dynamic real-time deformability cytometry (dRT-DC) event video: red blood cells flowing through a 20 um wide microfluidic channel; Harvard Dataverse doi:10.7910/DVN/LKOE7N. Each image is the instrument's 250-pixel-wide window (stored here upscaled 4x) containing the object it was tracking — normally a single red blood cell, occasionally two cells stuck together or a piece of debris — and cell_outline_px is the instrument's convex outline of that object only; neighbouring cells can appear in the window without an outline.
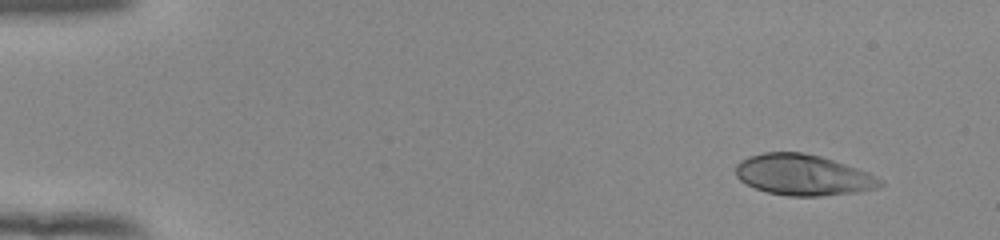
{"species": "human", "species_latin": "Homo sapiens", "temperature_condition": "room temperature", "stored_images_in_passage": 50, "camera_frame_rate_fps": 3000, "um_per_image_px": 0.085, "donor": {"sex": "female"}, "frame": {"image": 1, "passage_image": 1, "time_ms": 0.0, "image_size_px": [1000, 240], "cell_outline_px": [[884, 184], [876, 188], [856, 192], [820, 196], [788, 196], [768, 192], [756, 188], [740, 180], [736, 176], [736, 164], [740, 160], [748, 156], [764, 152], [800, 152], [820, 156], [868, 172], [884, 180]], "centroid_in_image_um": [68.26, 14.87], "position_along_channel_um": 16.7, "area_um2": 34.28}}
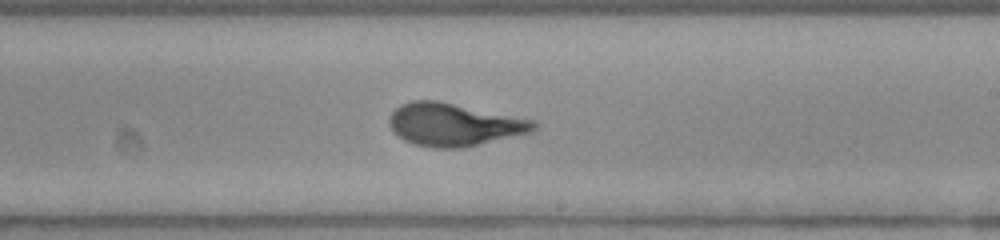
{"frame": {"image": 2, "passage_image": 29, "time_ms": 9.333, "image_size_px": [1000, 240], "cell_outline_px": [[540, 124], [532, 132], [460, 148], [432, 148], [412, 144], [404, 140], [392, 132], [388, 124], [388, 120], [392, 112], [400, 104], [412, 100], [436, 100], [536, 120]], "centroid_in_image_um": [38.57, 10.59], "position_along_channel_um": 250.4, "area_um2": 36.18}}
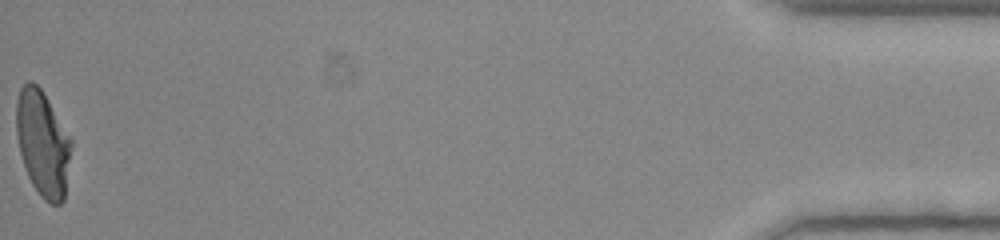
{"frame": {"image": 3, "passage_image": 50, "time_ms": 16.333, "image_size_px": [1000, 240], "cell_outline_px": [[72, 144], [64, 200], [60, 204], [52, 204], [44, 200], [40, 196], [32, 184], [28, 176], [20, 152], [16, 132], [16, 100], [20, 88], [28, 80], [32, 80], [40, 88], [72, 140]], "centroid_in_image_um": [3.62, 12.19], "position_along_channel_um": 431.6, "area_um2": 33.64}, "authors_computed_cell_mechanics": {"area_um2": 34.4488, "velocity_mm_per_s": 3.8818, "shape_relaxation_time_tau1_ms": 4.9663, "shape_relaxation_time_tau2_ms": null, "deformation_change_tau1": 0.2486, "deformation_change_tau2": null}}